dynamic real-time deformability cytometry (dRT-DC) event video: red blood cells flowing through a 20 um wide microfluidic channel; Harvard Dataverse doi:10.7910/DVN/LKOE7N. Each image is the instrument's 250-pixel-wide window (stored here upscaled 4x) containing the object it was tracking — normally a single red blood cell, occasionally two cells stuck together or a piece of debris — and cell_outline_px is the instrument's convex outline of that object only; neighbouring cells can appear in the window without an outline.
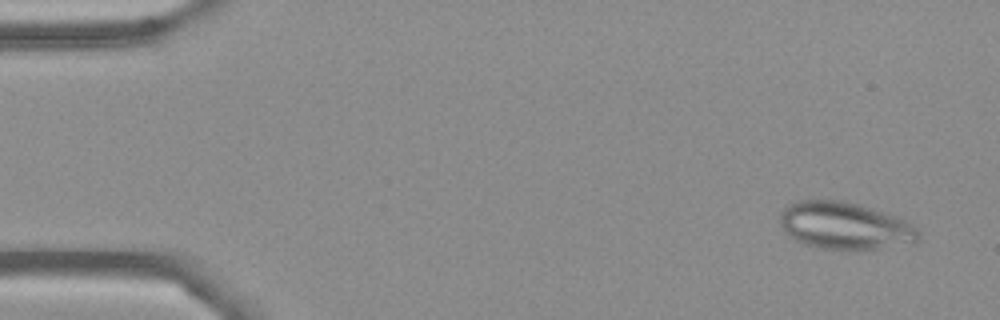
{"species": "Egyptian fruit bat (a non-hibernating species)", "species_latin": "Rousettus aegyptiacus", "temperature_condition": "cold", "stored_images_in_passage": 9, "camera_frame_rate_fps": 3000, "um_per_image_px": 0.085, "frame": {"image": 1, "passage_image": 1, "time_ms": 0.0, "image_size_px": [1000, 320], "cell_outline_px": [[920, 236], [916, 240], [876, 248], [820, 248], [804, 244], [796, 240], [780, 224], [780, 216], [784, 208], [788, 204], [800, 200], [844, 200], [860, 204], [896, 216], [912, 224], [920, 232]], "centroid_in_image_um": [71.77, 19.14], "position_along_channel_um": 13.2, "area_um2": 37.22}}
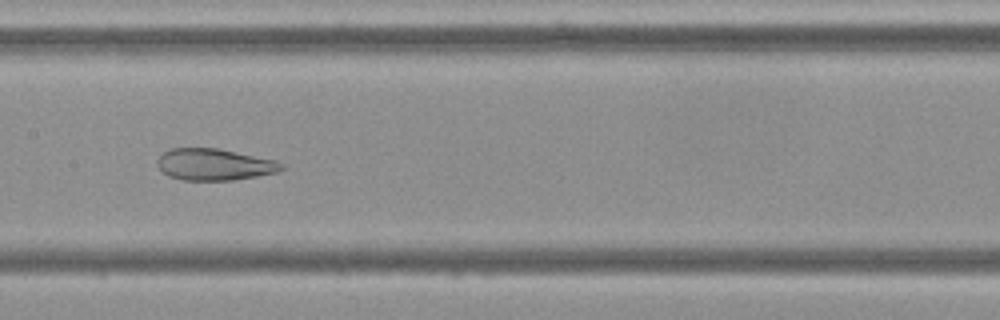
{"frame": {"image": 2, "passage_image": 8, "time_ms": 8.0, "image_size_px": [1000, 320], "cell_outline_px": [[284, 168], [276, 172], [256, 176], [232, 180], [180, 180], [168, 176], [156, 164], [156, 160], [164, 152], [172, 148], [216, 148], [276, 160], [284, 164]], "centroid_in_image_um": [18.2, 13.98], "position_along_channel_um": 189.2, "area_um2": 22.77}}
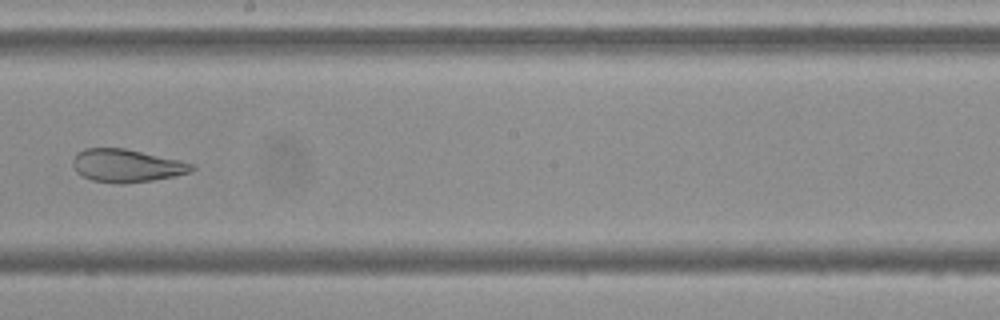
{"frame": {"image": 3, "passage_image": 9, "time_ms": 9.333, "image_size_px": [1000, 320], "cell_outline_px": [[196, 168], [188, 172], [176, 176], [152, 180], [124, 184], [120, 184], [92, 180], [76, 172], [72, 164], [72, 160], [76, 152], [84, 148], [124, 148], [180, 160], [196, 164]], "centroid_in_image_um": [10.76, 14.08], "position_along_channel_um": 237.4, "area_um2": 22.95}}